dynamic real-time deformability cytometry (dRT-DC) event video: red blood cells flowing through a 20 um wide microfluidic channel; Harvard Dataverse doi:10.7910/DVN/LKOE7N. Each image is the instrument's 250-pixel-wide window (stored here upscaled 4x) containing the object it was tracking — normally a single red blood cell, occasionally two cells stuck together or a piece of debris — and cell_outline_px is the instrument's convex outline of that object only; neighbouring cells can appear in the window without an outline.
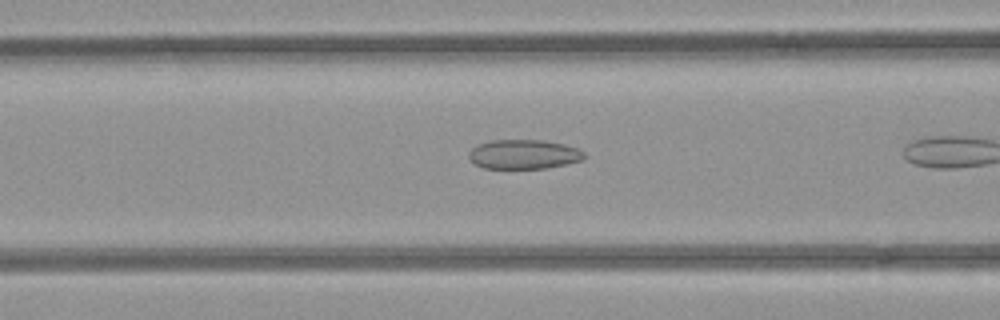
{"species": "common noctule bat (a hibernating species)", "species_latin": "Nyctalus noctula", "temperature_condition": "room temperature", "stored_images_in_passage": 6, "camera_frame_rate_fps": 3000, "um_per_image_px": 0.085, "animal": {"sex": "female", "body_mass_g": 21.9}, "frame": {"image": 1, "passage_image": 4, "time_ms": 1.0, "image_size_px": [1000, 320], "cell_outline_px": [[584, 156], [580, 160], [548, 168], [484, 168], [476, 164], [468, 156], [468, 152], [476, 144], [492, 140], [540, 140], [564, 144], [576, 148], [584, 152]], "centroid_in_image_um": [44.47, 13.11], "position_along_channel_um": 122.1, "area_um2": 19.54}}